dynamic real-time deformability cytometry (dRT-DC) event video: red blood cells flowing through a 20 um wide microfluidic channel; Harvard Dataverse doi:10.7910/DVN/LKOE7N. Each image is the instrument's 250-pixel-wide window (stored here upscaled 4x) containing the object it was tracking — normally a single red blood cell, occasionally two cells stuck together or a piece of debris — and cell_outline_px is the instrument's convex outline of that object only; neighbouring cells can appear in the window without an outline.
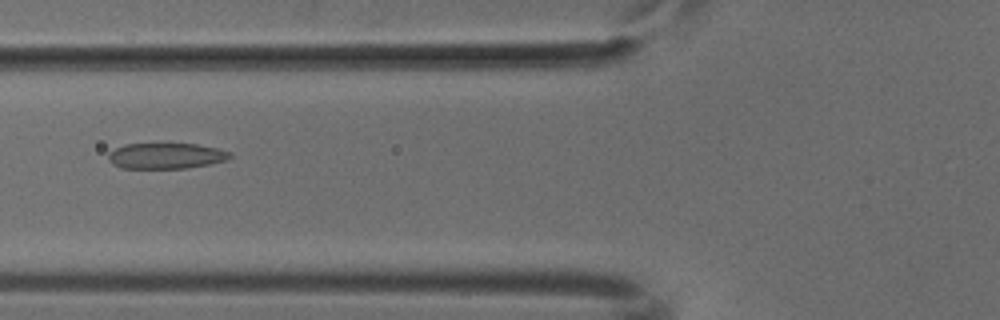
{"species": "common noctule bat (a hibernating species)", "species_latin": "Nyctalus noctula", "temperature_condition": "cold", "stored_images_in_passage": 51, "camera_frame_rate_fps": 3000, "um_per_image_px": 0.085, "animal": {"sex": "male", "body_mass_g": 18.8}, "frame": {"image": 1, "passage_image": 20, "time_ms": 6.333, "image_size_px": [1000, 320], "cell_outline_px": [[232, 156], [228, 160], [212, 164], [188, 168], [120, 168], [112, 164], [108, 160], [108, 152], [124, 144], [196, 144], [216, 148], [232, 152]], "centroid_in_image_um": [14.12, 13.26], "position_along_channel_um": 111.7, "area_um2": 18.44}}
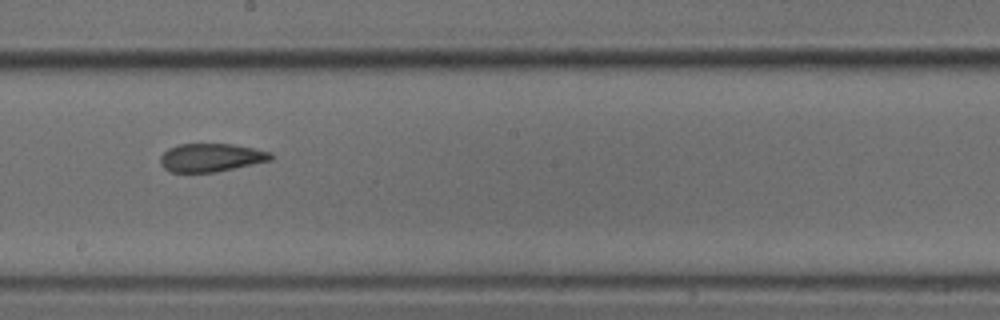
{"frame": {"image": 2, "passage_image": 29, "time_ms": 9.333, "image_size_px": [1000, 320], "cell_outline_px": [[272, 160], [216, 172], [168, 172], [160, 164], [160, 156], [168, 148], [180, 144], [232, 144], [272, 152]], "centroid_in_image_um": [17.91, 13.4], "position_along_channel_um": 230.3, "area_um2": 18.21}}
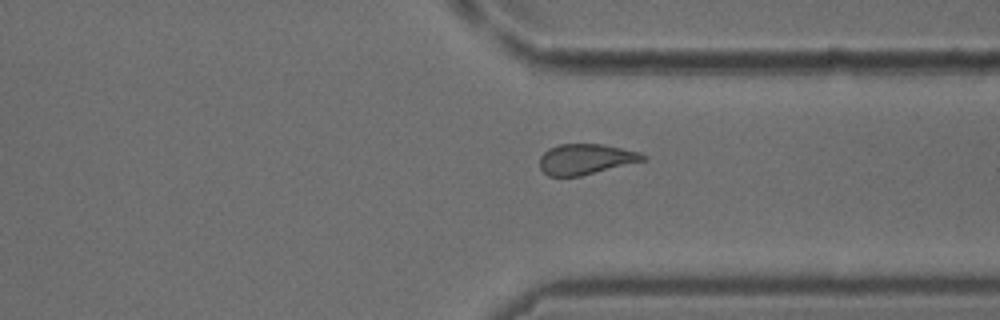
{"frame": {"image": 3, "passage_image": 39, "time_ms": 12.667, "image_size_px": [1000, 320], "cell_outline_px": [[648, 156], [644, 160], [580, 176], [548, 176], [540, 168], [540, 156], [548, 148], [560, 144], [604, 144], [640, 152]], "centroid_in_image_um": [49.77, 13.52], "position_along_channel_um": 361.6, "area_um2": 18.26}}